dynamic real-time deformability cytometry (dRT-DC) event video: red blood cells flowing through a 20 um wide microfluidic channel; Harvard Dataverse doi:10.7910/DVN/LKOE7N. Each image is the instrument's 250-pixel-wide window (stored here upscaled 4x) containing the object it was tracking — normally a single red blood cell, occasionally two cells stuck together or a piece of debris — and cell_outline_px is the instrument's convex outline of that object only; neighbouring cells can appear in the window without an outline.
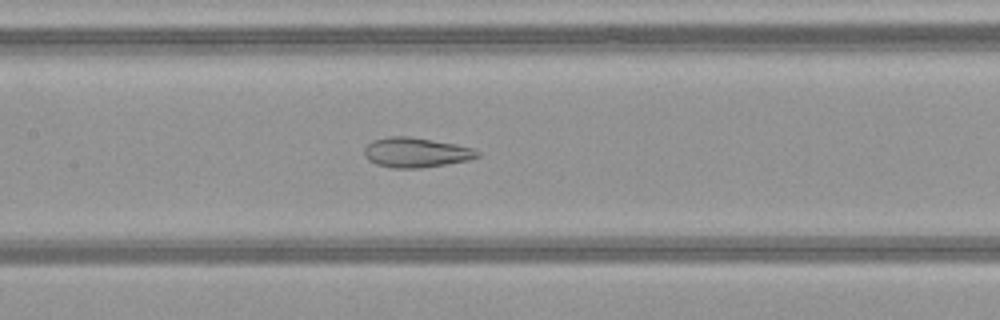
{"species": "common noctule bat (a hibernating species)", "species_latin": "Nyctalus noctula", "temperature_condition": "warm", "stored_images_in_passage": 40, "camera_frame_rate_fps": 3000, "um_per_image_px": 0.085, "animal": {"sex": "female", "body_mass_g": 21.9}, "frame": {"image": 1, "passage_image": 18, "time_ms": 5.667, "image_size_px": [1000, 320], "cell_outline_px": [[480, 156], [468, 160], [420, 168], [392, 168], [376, 164], [368, 160], [364, 156], [364, 148], [372, 140], [388, 136], [408, 136], [456, 144], [472, 148], [480, 152]], "centroid_in_image_um": [35.32, 12.96], "position_along_channel_um": 172.1, "area_um2": 19.65}}
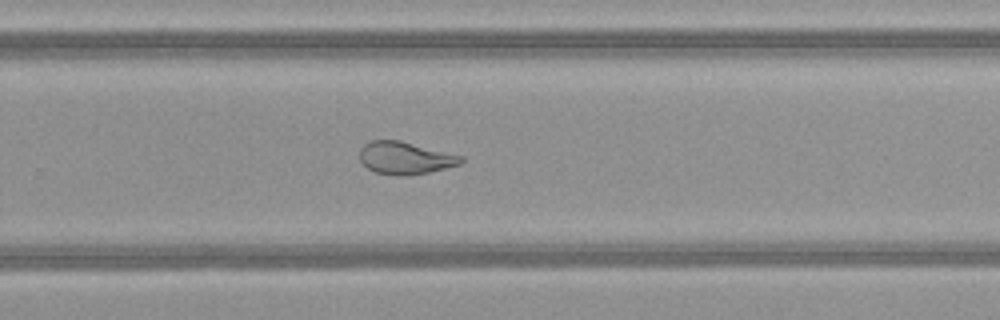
{"frame": {"image": 2, "passage_image": 27, "time_ms": 8.667, "image_size_px": [1000, 320], "cell_outline_px": [[464, 160], [460, 164], [428, 172], [400, 176], [396, 176], [376, 172], [368, 168], [360, 160], [360, 148], [368, 140], [400, 140], [464, 156]], "centroid_in_image_um": [34.43, 13.41], "position_along_channel_um": 295.4, "area_um2": 19.13}}
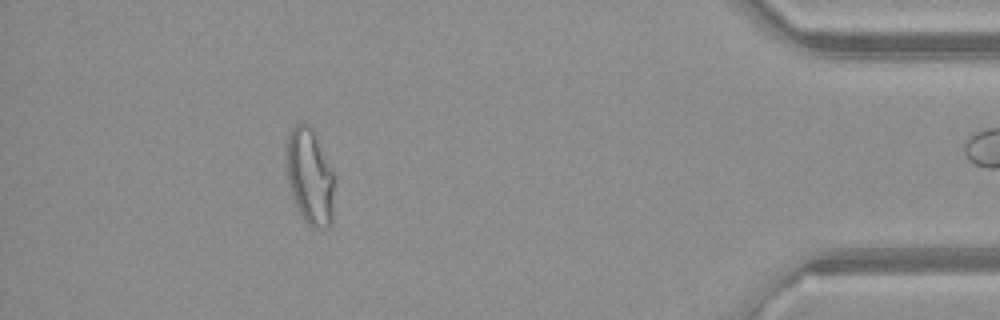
{"frame": {"image": 3, "passage_image": 39, "time_ms": 12.667, "image_size_px": [1000, 320], "cell_outline_px": [[332, 220], [328, 228], [312, 228], [304, 220], [296, 208], [288, 184], [284, 164], [284, 148], [288, 132], [296, 124], [308, 124], [316, 132], [332, 172]], "centroid_in_image_um": [26.26, 14.96], "position_along_channel_um": 408.9, "area_um2": 27.34}}